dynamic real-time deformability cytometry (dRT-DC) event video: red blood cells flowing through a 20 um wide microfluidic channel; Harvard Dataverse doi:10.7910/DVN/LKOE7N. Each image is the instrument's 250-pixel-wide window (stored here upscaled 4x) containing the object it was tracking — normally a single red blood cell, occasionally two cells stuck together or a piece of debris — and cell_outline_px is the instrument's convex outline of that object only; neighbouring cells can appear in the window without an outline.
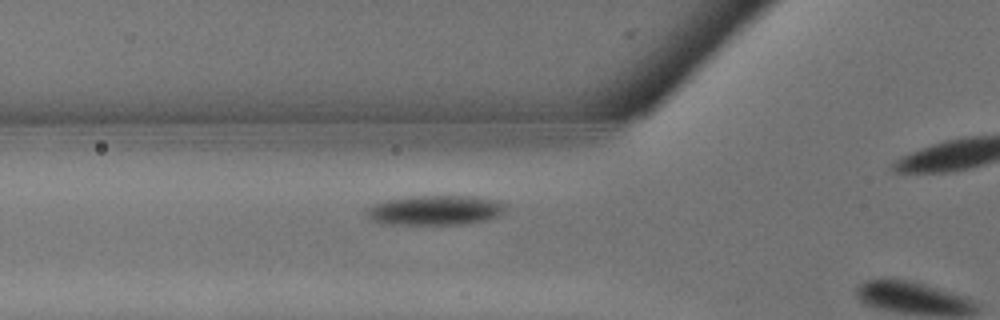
{"species": "common noctule bat (a hibernating species)", "species_latin": "Nyctalus noctula", "temperature_condition": "warm", "stored_images_in_passage": 7, "camera_frame_rate_fps": 3000, "um_per_image_px": 0.085, "animal": {"sex": "male", "body_mass_g": 13.3}, "frame": {"image": 1, "passage_image": 6, "time_ms": 1.667, "image_size_px": [1000, 320], "cell_outline_px": [[508, 208], [500, 216], [488, 220], [468, 224], [380, 224], [368, 220], [364, 212], [372, 204], [384, 200], [408, 196], [476, 196], [500, 200], [508, 204]], "centroid_in_image_um": [37.01, 17.87], "position_along_channel_um": 88.8, "area_um2": 24.97}}